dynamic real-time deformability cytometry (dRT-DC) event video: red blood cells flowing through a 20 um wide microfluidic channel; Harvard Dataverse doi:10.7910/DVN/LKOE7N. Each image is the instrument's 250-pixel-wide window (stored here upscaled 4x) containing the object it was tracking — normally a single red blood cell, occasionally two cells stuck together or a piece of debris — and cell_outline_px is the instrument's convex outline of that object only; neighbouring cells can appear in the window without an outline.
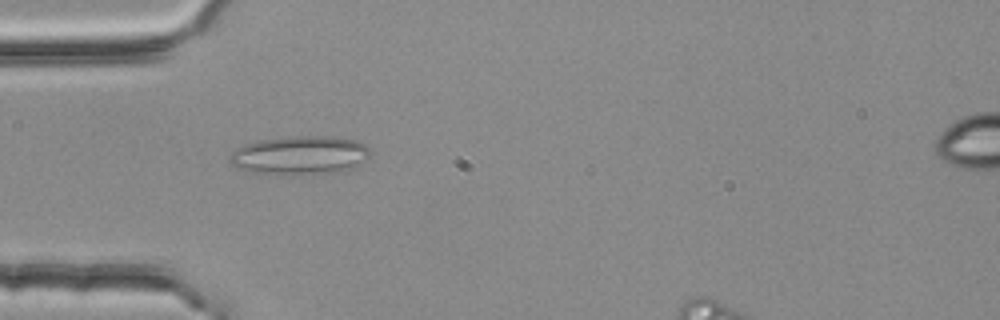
{"species": "common noctule bat (a hibernating species)", "species_latin": "Nyctalus noctula", "temperature_condition": "room temperature", "stored_images_in_passage": 36, "camera_frame_rate_fps": 3000, "um_per_image_px": 0.085, "animal": {"sex": "female", "body_mass_g": 25.1}, "frame": {"image": 1, "passage_image": 2, "time_ms": 0.333, "image_size_px": [1000, 320], "cell_outline_px": [[368, 156], [356, 168], [336, 172], [252, 172], [236, 168], [232, 164], [228, 156], [236, 148], [244, 144], [260, 140], [292, 136], [332, 136], [356, 140], [364, 144], [368, 148]], "centroid_in_image_um": [25.49, 13.15], "position_along_channel_um": 59.5, "area_um2": 30.87}}
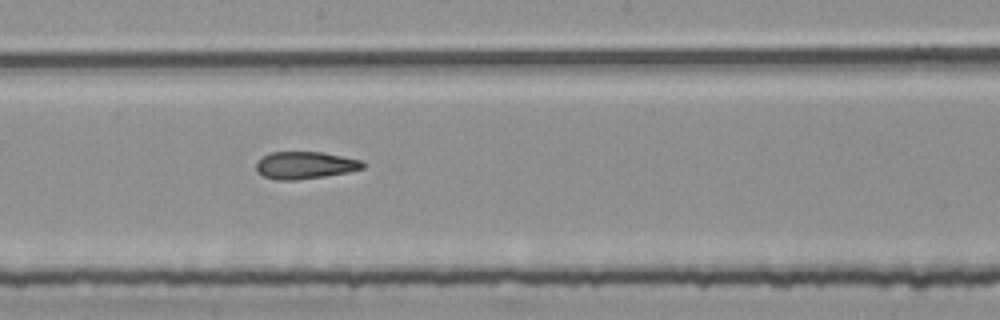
{"frame": {"image": 2, "passage_image": 15, "time_ms": 4.667, "image_size_px": [1000, 320], "cell_outline_px": [[364, 168], [348, 172], [324, 176], [296, 180], [276, 180], [264, 176], [256, 172], [256, 160], [268, 152], [324, 152], [360, 160], [364, 164]], "centroid_in_image_um": [25.87, 14.04], "position_along_channel_um": 222.3, "area_um2": 17.05}}
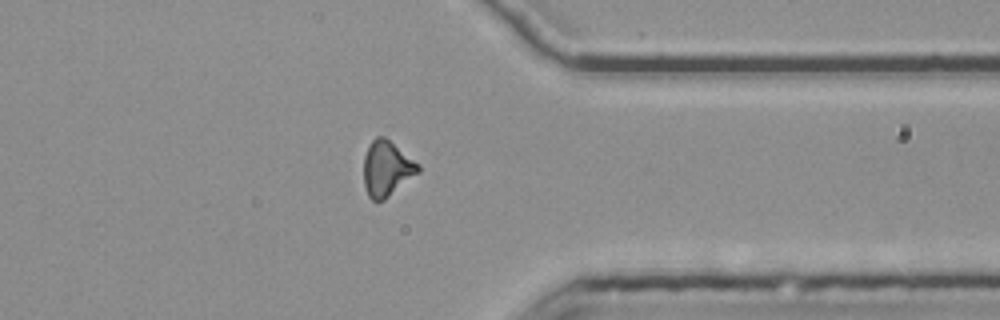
{"frame": {"image": 3, "passage_image": 28, "time_ms": 9.0, "image_size_px": [1000, 320], "cell_outline_px": [[420, 172], [384, 200], [372, 200], [368, 196], [364, 184], [364, 156], [372, 140], [376, 136], [384, 136], [420, 164]], "centroid_in_image_um": [32.89, 14.33], "position_along_channel_um": 378.5, "area_um2": 17.51}}